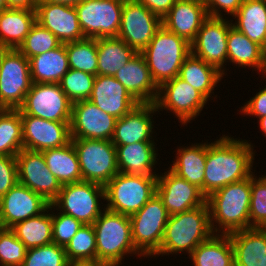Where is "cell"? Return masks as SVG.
Wrapping results in <instances>:
<instances>
[{"mask_svg": "<svg viewBox=\"0 0 266 266\" xmlns=\"http://www.w3.org/2000/svg\"><path fill=\"white\" fill-rule=\"evenodd\" d=\"M233 17L232 26L266 50V0H243Z\"/></svg>", "mask_w": 266, "mask_h": 266, "instance_id": "4dcf8cb0", "label": "cell"}, {"mask_svg": "<svg viewBox=\"0 0 266 266\" xmlns=\"http://www.w3.org/2000/svg\"><path fill=\"white\" fill-rule=\"evenodd\" d=\"M6 110V108L0 102V115Z\"/></svg>", "mask_w": 266, "mask_h": 266, "instance_id": "6f0895ef", "label": "cell"}, {"mask_svg": "<svg viewBox=\"0 0 266 266\" xmlns=\"http://www.w3.org/2000/svg\"><path fill=\"white\" fill-rule=\"evenodd\" d=\"M36 22L53 33L62 44L85 39L74 6L37 2Z\"/></svg>", "mask_w": 266, "mask_h": 266, "instance_id": "44dd1931", "label": "cell"}, {"mask_svg": "<svg viewBox=\"0 0 266 266\" xmlns=\"http://www.w3.org/2000/svg\"><path fill=\"white\" fill-rule=\"evenodd\" d=\"M176 155L178 156L169 169L189 183L196 185L204 194L207 143L178 148Z\"/></svg>", "mask_w": 266, "mask_h": 266, "instance_id": "1f68e13d", "label": "cell"}, {"mask_svg": "<svg viewBox=\"0 0 266 266\" xmlns=\"http://www.w3.org/2000/svg\"><path fill=\"white\" fill-rule=\"evenodd\" d=\"M104 212L92 224L96 236V262L107 266H119L126 254H138L135 248L130 216L112 212L105 207Z\"/></svg>", "mask_w": 266, "mask_h": 266, "instance_id": "277c9868", "label": "cell"}, {"mask_svg": "<svg viewBox=\"0 0 266 266\" xmlns=\"http://www.w3.org/2000/svg\"><path fill=\"white\" fill-rule=\"evenodd\" d=\"M227 60L242 67H253L266 76V50L235 27L229 28Z\"/></svg>", "mask_w": 266, "mask_h": 266, "instance_id": "83f0119b", "label": "cell"}, {"mask_svg": "<svg viewBox=\"0 0 266 266\" xmlns=\"http://www.w3.org/2000/svg\"><path fill=\"white\" fill-rule=\"evenodd\" d=\"M156 193L162 199L169 215L202 206L207 197L196 185L189 183L170 169L157 175Z\"/></svg>", "mask_w": 266, "mask_h": 266, "instance_id": "d6986e66", "label": "cell"}, {"mask_svg": "<svg viewBox=\"0 0 266 266\" xmlns=\"http://www.w3.org/2000/svg\"><path fill=\"white\" fill-rule=\"evenodd\" d=\"M259 128L261 129L262 133L266 136V116L259 118Z\"/></svg>", "mask_w": 266, "mask_h": 266, "instance_id": "11a10c76", "label": "cell"}, {"mask_svg": "<svg viewBox=\"0 0 266 266\" xmlns=\"http://www.w3.org/2000/svg\"><path fill=\"white\" fill-rule=\"evenodd\" d=\"M18 182L51 203L60 192L62 185L50 172L43 153L22 149L16 155Z\"/></svg>", "mask_w": 266, "mask_h": 266, "instance_id": "2e32d148", "label": "cell"}, {"mask_svg": "<svg viewBox=\"0 0 266 266\" xmlns=\"http://www.w3.org/2000/svg\"><path fill=\"white\" fill-rule=\"evenodd\" d=\"M99 109L119 119L133 110L139 102L114 76L97 75L90 98Z\"/></svg>", "mask_w": 266, "mask_h": 266, "instance_id": "603a6c76", "label": "cell"}, {"mask_svg": "<svg viewBox=\"0 0 266 266\" xmlns=\"http://www.w3.org/2000/svg\"><path fill=\"white\" fill-rule=\"evenodd\" d=\"M69 67L97 76L98 56L95 38L65 43Z\"/></svg>", "mask_w": 266, "mask_h": 266, "instance_id": "f35d334b", "label": "cell"}, {"mask_svg": "<svg viewBox=\"0 0 266 266\" xmlns=\"http://www.w3.org/2000/svg\"><path fill=\"white\" fill-rule=\"evenodd\" d=\"M124 0H82L75 10L85 38L117 37Z\"/></svg>", "mask_w": 266, "mask_h": 266, "instance_id": "8fae6325", "label": "cell"}, {"mask_svg": "<svg viewBox=\"0 0 266 266\" xmlns=\"http://www.w3.org/2000/svg\"><path fill=\"white\" fill-rule=\"evenodd\" d=\"M38 0H6L7 8L36 10Z\"/></svg>", "mask_w": 266, "mask_h": 266, "instance_id": "816d5d0a", "label": "cell"}, {"mask_svg": "<svg viewBox=\"0 0 266 266\" xmlns=\"http://www.w3.org/2000/svg\"><path fill=\"white\" fill-rule=\"evenodd\" d=\"M18 183L16 156H0V198Z\"/></svg>", "mask_w": 266, "mask_h": 266, "instance_id": "7dc6e473", "label": "cell"}, {"mask_svg": "<svg viewBox=\"0 0 266 266\" xmlns=\"http://www.w3.org/2000/svg\"><path fill=\"white\" fill-rule=\"evenodd\" d=\"M24 114L56 122H70L72 103L58 83H32L24 103Z\"/></svg>", "mask_w": 266, "mask_h": 266, "instance_id": "7c38bea8", "label": "cell"}, {"mask_svg": "<svg viewBox=\"0 0 266 266\" xmlns=\"http://www.w3.org/2000/svg\"><path fill=\"white\" fill-rule=\"evenodd\" d=\"M162 26V19L137 0H124L117 37L142 52Z\"/></svg>", "mask_w": 266, "mask_h": 266, "instance_id": "4fadbf2b", "label": "cell"}, {"mask_svg": "<svg viewBox=\"0 0 266 266\" xmlns=\"http://www.w3.org/2000/svg\"><path fill=\"white\" fill-rule=\"evenodd\" d=\"M97 75L114 76L137 53L118 37L97 38Z\"/></svg>", "mask_w": 266, "mask_h": 266, "instance_id": "d590c367", "label": "cell"}, {"mask_svg": "<svg viewBox=\"0 0 266 266\" xmlns=\"http://www.w3.org/2000/svg\"><path fill=\"white\" fill-rule=\"evenodd\" d=\"M6 9H8V8H7L6 0H0V12H1L2 10H6Z\"/></svg>", "mask_w": 266, "mask_h": 266, "instance_id": "9f6ffc18", "label": "cell"}, {"mask_svg": "<svg viewBox=\"0 0 266 266\" xmlns=\"http://www.w3.org/2000/svg\"><path fill=\"white\" fill-rule=\"evenodd\" d=\"M50 203L19 182L0 198V227L11 228L16 223L44 212Z\"/></svg>", "mask_w": 266, "mask_h": 266, "instance_id": "ffe728a7", "label": "cell"}, {"mask_svg": "<svg viewBox=\"0 0 266 266\" xmlns=\"http://www.w3.org/2000/svg\"><path fill=\"white\" fill-rule=\"evenodd\" d=\"M169 216L157 193L130 216L133 243L142 256L153 257L159 252Z\"/></svg>", "mask_w": 266, "mask_h": 266, "instance_id": "52a82bcc", "label": "cell"}, {"mask_svg": "<svg viewBox=\"0 0 266 266\" xmlns=\"http://www.w3.org/2000/svg\"><path fill=\"white\" fill-rule=\"evenodd\" d=\"M50 172L61 185L82 181L77 152L70 142L66 146L41 151Z\"/></svg>", "mask_w": 266, "mask_h": 266, "instance_id": "836d02e7", "label": "cell"}, {"mask_svg": "<svg viewBox=\"0 0 266 266\" xmlns=\"http://www.w3.org/2000/svg\"><path fill=\"white\" fill-rule=\"evenodd\" d=\"M255 177V178H254ZM250 228H266V175H251Z\"/></svg>", "mask_w": 266, "mask_h": 266, "instance_id": "ee69618b", "label": "cell"}, {"mask_svg": "<svg viewBox=\"0 0 266 266\" xmlns=\"http://www.w3.org/2000/svg\"><path fill=\"white\" fill-rule=\"evenodd\" d=\"M194 266H234V251L229 234L215 233L189 256Z\"/></svg>", "mask_w": 266, "mask_h": 266, "instance_id": "e575fe53", "label": "cell"}, {"mask_svg": "<svg viewBox=\"0 0 266 266\" xmlns=\"http://www.w3.org/2000/svg\"><path fill=\"white\" fill-rule=\"evenodd\" d=\"M207 99L179 76L158 88L155 102L157 110L171 111L183 125L195 119L207 103Z\"/></svg>", "mask_w": 266, "mask_h": 266, "instance_id": "5bb4252c", "label": "cell"}, {"mask_svg": "<svg viewBox=\"0 0 266 266\" xmlns=\"http://www.w3.org/2000/svg\"><path fill=\"white\" fill-rule=\"evenodd\" d=\"M69 266H107V265L97 262H71L69 263Z\"/></svg>", "mask_w": 266, "mask_h": 266, "instance_id": "db71d44e", "label": "cell"}, {"mask_svg": "<svg viewBox=\"0 0 266 266\" xmlns=\"http://www.w3.org/2000/svg\"><path fill=\"white\" fill-rule=\"evenodd\" d=\"M27 250L10 228L0 227L1 266H21L26 257Z\"/></svg>", "mask_w": 266, "mask_h": 266, "instance_id": "f6af8a7d", "label": "cell"}, {"mask_svg": "<svg viewBox=\"0 0 266 266\" xmlns=\"http://www.w3.org/2000/svg\"><path fill=\"white\" fill-rule=\"evenodd\" d=\"M250 200L251 176L211 193L206 202L213 232L218 234L222 230L221 234H230L250 228Z\"/></svg>", "mask_w": 266, "mask_h": 266, "instance_id": "7a4b0ae2", "label": "cell"}, {"mask_svg": "<svg viewBox=\"0 0 266 266\" xmlns=\"http://www.w3.org/2000/svg\"><path fill=\"white\" fill-rule=\"evenodd\" d=\"M23 149L22 119L19 109L0 115V156H16Z\"/></svg>", "mask_w": 266, "mask_h": 266, "instance_id": "74e56055", "label": "cell"}, {"mask_svg": "<svg viewBox=\"0 0 266 266\" xmlns=\"http://www.w3.org/2000/svg\"><path fill=\"white\" fill-rule=\"evenodd\" d=\"M36 23V10L8 8L0 12V49H18Z\"/></svg>", "mask_w": 266, "mask_h": 266, "instance_id": "f1b7e54d", "label": "cell"}, {"mask_svg": "<svg viewBox=\"0 0 266 266\" xmlns=\"http://www.w3.org/2000/svg\"><path fill=\"white\" fill-rule=\"evenodd\" d=\"M251 143L228 135L207 143L204 174V195L249 178L253 172L254 151Z\"/></svg>", "mask_w": 266, "mask_h": 266, "instance_id": "6da1fadb", "label": "cell"}, {"mask_svg": "<svg viewBox=\"0 0 266 266\" xmlns=\"http://www.w3.org/2000/svg\"><path fill=\"white\" fill-rule=\"evenodd\" d=\"M241 108L242 111L240 112L247 116H256V118L266 116V85L264 89L250 98V101H247L244 107L242 106Z\"/></svg>", "mask_w": 266, "mask_h": 266, "instance_id": "681fc988", "label": "cell"}, {"mask_svg": "<svg viewBox=\"0 0 266 266\" xmlns=\"http://www.w3.org/2000/svg\"><path fill=\"white\" fill-rule=\"evenodd\" d=\"M117 118L99 109L90 100L72 104L71 138L111 140Z\"/></svg>", "mask_w": 266, "mask_h": 266, "instance_id": "e0dca14e", "label": "cell"}, {"mask_svg": "<svg viewBox=\"0 0 266 266\" xmlns=\"http://www.w3.org/2000/svg\"><path fill=\"white\" fill-rule=\"evenodd\" d=\"M23 149L43 151L71 142L70 122H56L24 114L20 109Z\"/></svg>", "mask_w": 266, "mask_h": 266, "instance_id": "ac0fdd59", "label": "cell"}, {"mask_svg": "<svg viewBox=\"0 0 266 266\" xmlns=\"http://www.w3.org/2000/svg\"><path fill=\"white\" fill-rule=\"evenodd\" d=\"M61 44L53 33L36 22L18 50L29 59L57 48Z\"/></svg>", "mask_w": 266, "mask_h": 266, "instance_id": "b9f144b4", "label": "cell"}, {"mask_svg": "<svg viewBox=\"0 0 266 266\" xmlns=\"http://www.w3.org/2000/svg\"><path fill=\"white\" fill-rule=\"evenodd\" d=\"M71 142L78 155L82 181L105 186L119 173L111 140L71 138Z\"/></svg>", "mask_w": 266, "mask_h": 266, "instance_id": "ba28073f", "label": "cell"}, {"mask_svg": "<svg viewBox=\"0 0 266 266\" xmlns=\"http://www.w3.org/2000/svg\"><path fill=\"white\" fill-rule=\"evenodd\" d=\"M243 0H202L209 17H223L222 12H226L233 17L240 8ZM222 11V12H221Z\"/></svg>", "mask_w": 266, "mask_h": 266, "instance_id": "c3c4849f", "label": "cell"}, {"mask_svg": "<svg viewBox=\"0 0 266 266\" xmlns=\"http://www.w3.org/2000/svg\"><path fill=\"white\" fill-rule=\"evenodd\" d=\"M95 77V75L84 71L70 68L59 84L63 92L67 95V98L73 104L90 98Z\"/></svg>", "mask_w": 266, "mask_h": 266, "instance_id": "60d3db41", "label": "cell"}, {"mask_svg": "<svg viewBox=\"0 0 266 266\" xmlns=\"http://www.w3.org/2000/svg\"><path fill=\"white\" fill-rule=\"evenodd\" d=\"M32 85L29 59L18 49H0V102L19 109Z\"/></svg>", "mask_w": 266, "mask_h": 266, "instance_id": "30bf717a", "label": "cell"}, {"mask_svg": "<svg viewBox=\"0 0 266 266\" xmlns=\"http://www.w3.org/2000/svg\"><path fill=\"white\" fill-rule=\"evenodd\" d=\"M213 234L206 202L202 206L169 216L160 250L156 255L177 254L185 250L190 256L199 244Z\"/></svg>", "mask_w": 266, "mask_h": 266, "instance_id": "3957f363", "label": "cell"}, {"mask_svg": "<svg viewBox=\"0 0 266 266\" xmlns=\"http://www.w3.org/2000/svg\"><path fill=\"white\" fill-rule=\"evenodd\" d=\"M157 111L155 103H139L128 114L117 119L111 138L113 145L154 142V139L151 140L154 128L152 118Z\"/></svg>", "mask_w": 266, "mask_h": 266, "instance_id": "7402d4cb", "label": "cell"}, {"mask_svg": "<svg viewBox=\"0 0 266 266\" xmlns=\"http://www.w3.org/2000/svg\"><path fill=\"white\" fill-rule=\"evenodd\" d=\"M99 199L105 200L101 184L88 181L65 184L51 202V209L70 215L82 224H93L102 213Z\"/></svg>", "mask_w": 266, "mask_h": 266, "instance_id": "9c48e42d", "label": "cell"}, {"mask_svg": "<svg viewBox=\"0 0 266 266\" xmlns=\"http://www.w3.org/2000/svg\"><path fill=\"white\" fill-rule=\"evenodd\" d=\"M157 176L119 172L105 186L107 210L131 216L156 194Z\"/></svg>", "mask_w": 266, "mask_h": 266, "instance_id": "8992f818", "label": "cell"}, {"mask_svg": "<svg viewBox=\"0 0 266 266\" xmlns=\"http://www.w3.org/2000/svg\"><path fill=\"white\" fill-rule=\"evenodd\" d=\"M66 257L71 262H96V236L92 224L83 226L65 247Z\"/></svg>", "mask_w": 266, "mask_h": 266, "instance_id": "ab89813d", "label": "cell"}, {"mask_svg": "<svg viewBox=\"0 0 266 266\" xmlns=\"http://www.w3.org/2000/svg\"><path fill=\"white\" fill-rule=\"evenodd\" d=\"M208 17L201 0H176L162 19V25L191 43Z\"/></svg>", "mask_w": 266, "mask_h": 266, "instance_id": "cb8c5ba5", "label": "cell"}, {"mask_svg": "<svg viewBox=\"0 0 266 266\" xmlns=\"http://www.w3.org/2000/svg\"><path fill=\"white\" fill-rule=\"evenodd\" d=\"M81 1L82 0H38V2H51V3H58V4H66L70 6H75Z\"/></svg>", "mask_w": 266, "mask_h": 266, "instance_id": "f5cc1de1", "label": "cell"}, {"mask_svg": "<svg viewBox=\"0 0 266 266\" xmlns=\"http://www.w3.org/2000/svg\"><path fill=\"white\" fill-rule=\"evenodd\" d=\"M32 83H60L70 69L65 44L29 58Z\"/></svg>", "mask_w": 266, "mask_h": 266, "instance_id": "f546056e", "label": "cell"}, {"mask_svg": "<svg viewBox=\"0 0 266 266\" xmlns=\"http://www.w3.org/2000/svg\"><path fill=\"white\" fill-rule=\"evenodd\" d=\"M54 214H51L53 243L66 247L83 224L65 213L59 212L57 215Z\"/></svg>", "mask_w": 266, "mask_h": 266, "instance_id": "bcb514c9", "label": "cell"}, {"mask_svg": "<svg viewBox=\"0 0 266 266\" xmlns=\"http://www.w3.org/2000/svg\"><path fill=\"white\" fill-rule=\"evenodd\" d=\"M161 19L169 12L176 0H137Z\"/></svg>", "mask_w": 266, "mask_h": 266, "instance_id": "f907efd6", "label": "cell"}, {"mask_svg": "<svg viewBox=\"0 0 266 266\" xmlns=\"http://www.w3.org/2000/svg\"><path fill=\"white\" fill-rule=\"evenodd\" d=\"M234 266H266V228H248L229 234Z\"/></svg>", "mask_w": 266, "mask_h": 266, "instance_id": "484cf974", "label": "cell"}, {"mask_svg": "<svg viewBox=\"0 0 266 266\" xmlns=\"http://www.w3.org/2000/svg\"><path fill=\"white\" fill-rule=\"evenodd\" d=\"M50 210L51 203L41 214L18 222L10 228L27 249L53 243L52 219L51 214H48Z\"/></svg>", "mask_w": 266, "mask_h": 266, "instance_id": "8d00e7d4", "label": "cell"}, {"mask_svg": "<svg viewBox=\"0 0 266 266\" xmlns=\"http://www.w3.org/2000/svg\"><path fill=\"white\" fill-rule=\"evenodd\" d=\"M223 76L217 68L193 54L185 59L179 72V77L200 92L208 101Z\"/></svg>", "mask_w": 266, "mask_h": 266, "instance_id": "d6a6232c", "label": "cell"}, {"mask_svg": "<svg viewBox=\"0 0 266 266\" xmlns=\"http://www.w3.org/2000/svg\"><path fill=\"white\" fill-rule=\"evenodd\" d=\"M65 247L51 243L27 250L21 266H69Z\"/></svg>", "mask_w": 266, "mask_h": 266, "instance_id": "7bdbcfd3", "label": "cell"}, {"mask_svg": "<svg viewBox=\"0 0 266 266\" xmlns=\"http://www.w3.org/2000/svg\"><path fill=\"white\" fill-rule=\"evenodd\" d=\"M223 17H208L190 43L191 54L203 59L224 74L227 61V37L232 23Z\"/></svg>", "mask_w": 266, "mask_h": 266, "instance_id": "9a60e30c", "label": "cell"}, {"mask_svg": "<svg viewBox=\"0 0 266 266\" xmlns=\"http://www.w3.org/2000/svg\"><path fill=\"white\" fill-rule=\"evenodd\" d=\"M139 103H155L158 96V87L154 83L145 57L137 52L124 67L114 75Z\"/></svg>", "mask_w": 266, "mask_h": 266, "instance_id": "d4e9b609", "label": "cell"}, {"mask_svg": "<svg viewBox=\"0 0 266 266\" xmlns=\"http://www.w3.org/2000/svg\"><path fill=\"white\" fill-rule=\"evenodd\" d=\"M141 53L154 83L159 88L163 83L179 76L183 62L191 54V45L162 25Z\"/></svg>", "mask_w": 266, "mask_h": 266, "instance_id": "5b68a950", "label": "cell"}, {"mask_svg": "<svg viewBox=\"0 0 266 266\" xmlns=\"http://www.w3.org/2000/svg\"><path fill=\"white\" fill-rule=\"evenodd\" d=\"M155 142H137L115 146L119 172L126 174L157 176L153 167L157 163Z\"/></svg>", "mask_w": 266, "mask_h": 266, "instance_id": "4316f807", "label": "cell"}]
</instances>
